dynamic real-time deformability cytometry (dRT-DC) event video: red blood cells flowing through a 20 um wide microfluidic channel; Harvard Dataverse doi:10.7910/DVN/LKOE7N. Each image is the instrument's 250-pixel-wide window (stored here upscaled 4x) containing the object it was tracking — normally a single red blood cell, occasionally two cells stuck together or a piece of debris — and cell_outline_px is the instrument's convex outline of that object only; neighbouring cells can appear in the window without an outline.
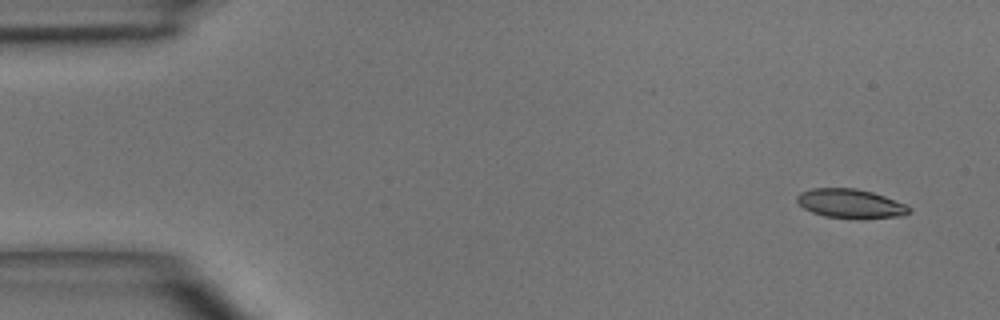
{"species": "common noctule bat (a hibernating species)", "species_latin": "Nyctalus noctula", "temperature_condition": "room temperature", "stored_images_in_passage": 4, "camera_frame_rate_fps": 3000, "um_per_image_px": 0.085, "animal": {"sex": "male", "body_mass_g": 15.6}, "frame": {"image": 1, "passage_image": 1, "time_ms": 0.0, "image_size_px": [1000, 320], "cell_outline_px": [[912, 212], [900, 216], [864, 220], [860, 220], [824, 216], [812, 212], [804, 208], [796, 200], [796, 196], [800, 192], [812, 188], [856, 188], [872, 192], [884, 196], [904, 204], [912, 208]], "centroid_in_image_um": [72.31, 17.33], "position_along_channel_um": 12.7, "area_um2": 19.36}}
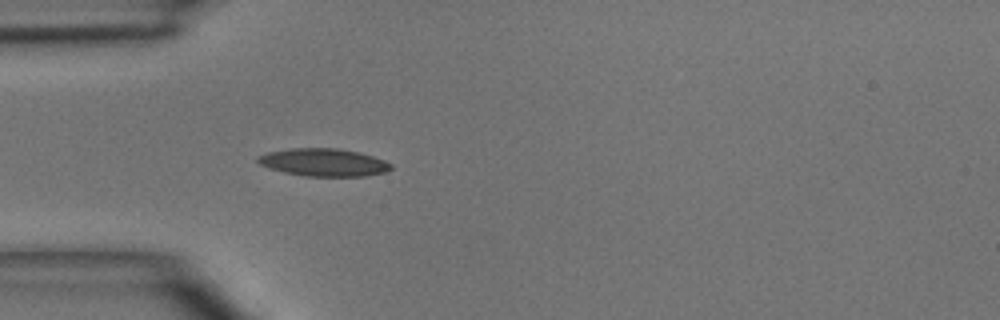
{"frame": {"image": 2, "passage_image": 4, "time_ms": 3.667, "image_size_px": [1000, 320], "cell_outline_px": [[392, 168], [384, 172], [368, 176], [304, 176], [284, 172], [268, 168], [260, 164], [256, 160], [256, 156], [268, 152], [288, 148], [336, 148], [360, 152], [384, 160], [392, 164]], "centroid_in_image_um": [27.48, 13.8], "position_along_channel_um": 57.5, "area_um2": 21.62}}